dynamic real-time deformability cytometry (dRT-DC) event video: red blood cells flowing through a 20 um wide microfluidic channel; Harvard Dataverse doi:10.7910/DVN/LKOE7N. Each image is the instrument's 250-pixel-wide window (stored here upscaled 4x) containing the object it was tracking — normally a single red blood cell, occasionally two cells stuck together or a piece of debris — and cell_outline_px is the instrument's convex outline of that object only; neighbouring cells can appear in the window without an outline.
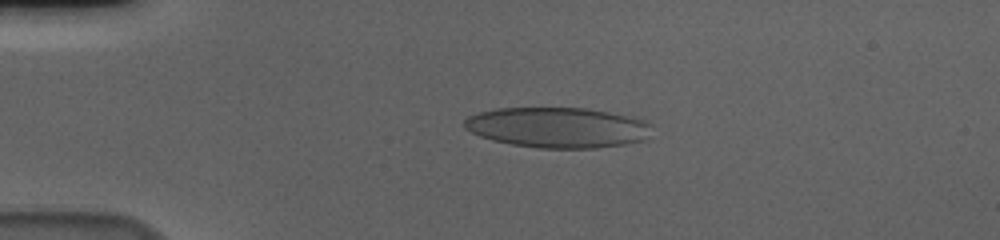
{"species": "human", "species_latin": "Homo sapiens", "temperature_condition": "cold", "stored_images_in_passage": 45, "camera_frame_rate_fps": 3000, "um_per_image_px": 0.085, "donor": {"sex": "male"}, "frame": {"image": 1, "passage_image": 1, "time_ms": 0.0, "image_size_px": [1000, 240], "cell_outline_px": [[652, 124], [648, 136], [644, 140], [624, 144], [596, 148], [540, 148], [512, 144], [492, 140], [480, 136], [464, 128], [464, 120], [468, 116], [480, 112], [496, 108], [588, 108], [608, 112], [644, 120]], "centroid_in_image_um": [47.39, 10.84], "position_along_channel_um": 37.6, "area_um2": 44.04}}
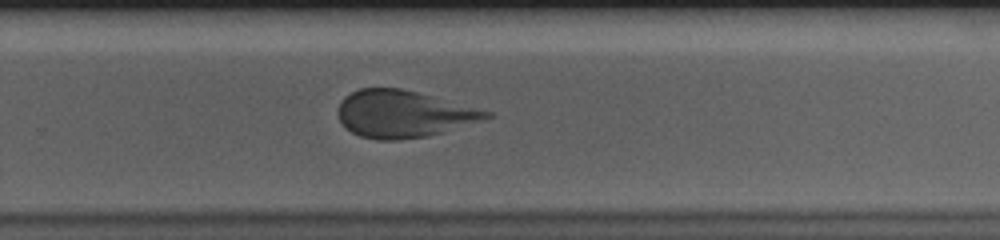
{"frame": {"image": 2, "passage_image": 26, "time_ms": 8.333, "image_size_px": [1000, 240], "cell_outline_px": [[492, 116], [484, 120], [428, 136], [400, 140], [376, 140], [360, 136], [352, 132], [340, 120], [336, 112], [340, 100], [344, 96], [360, 88], [400, 88], [416, 92], [492, 112]], "centroid_in_image_um": [34.25, 9.69], "position_along_channel_um": 295.6, "area_um2": 40.4}}
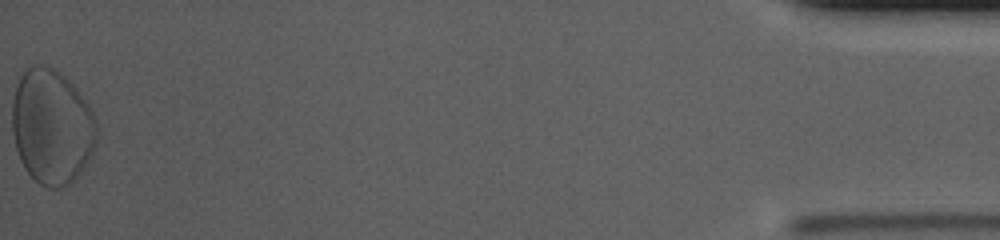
{"frame": {"image": 3, "passage_image": 45, "time_ms": 14.667, "image_size_px": [1000, 240], "cell_outline_px": [[96, 144], [92, 152], [76, 176], [68, 184], [60, 188], [48, 188], [40, 184], [24, 168], [20, 160], [16, 148], [12, 132], [12, 100], [20, 76], [28, 68], [36, 64], [40, 64], [52, 68], [64, 76], [76, 88], [88, 104], [92, 112], [96, 124]], "centroid_in_image_um": [4.38, 10.76], "position_along_channel_um": 430.8, "area_um2": 56.18}}